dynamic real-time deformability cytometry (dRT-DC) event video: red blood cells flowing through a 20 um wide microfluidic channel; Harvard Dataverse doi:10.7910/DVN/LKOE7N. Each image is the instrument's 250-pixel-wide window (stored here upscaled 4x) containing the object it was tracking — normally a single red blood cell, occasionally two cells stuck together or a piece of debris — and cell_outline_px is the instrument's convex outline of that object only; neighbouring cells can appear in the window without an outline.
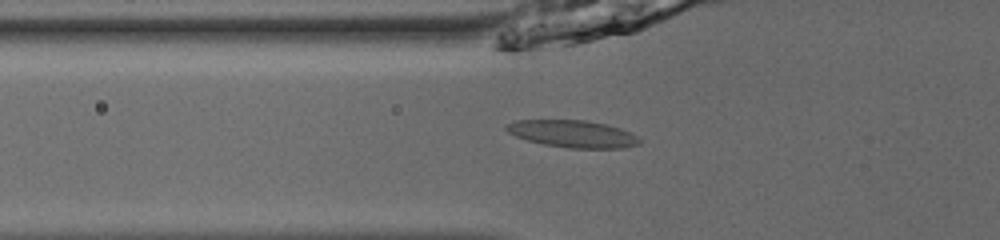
{"species": "common noctule bat (a hibernating species)", "species_latin": "Nyctalus noctula", "temperature_condition": "room temperature", "stored_images_in_passage": 55, "camera_frame_rate_fps": 3000, "um_per_image_px": 0.085, "animal": {"sex": "male", "body_mass_g": 13.0, "forearm_length_mm": 53.1}, "frame": {"image": 1, "passage_image": 22, "time_ms": 7.0, "image_size_px": [1000, 240], "cell_outline_px": [[640, 144], [620, 148], [572, 148], [544, 144], [528, 140], [516, 136], [508, 132], [504, 128], [504, 124], [516, 120], [584, 120], [604, 124], [620, 128], [632, 132], [640, 140]], "centroid_in_image_um": [48.66, 11.37], "position_along_channel_um": 77.1, "area_um2": 20.98}}
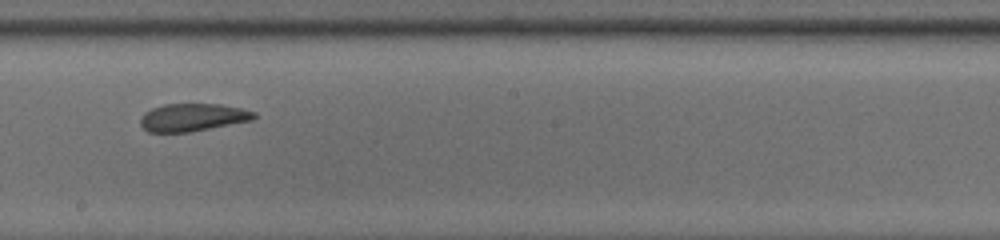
{"frame": {"image": 2, "passage_image": 34, "time_ms": 11.0, "image_size_px": [1000, 240], "cell_outline_px": [[256, 116], [252, 120], [188, 132], [148, 132], [140, 124], [140, 120], [144, 112], [152, 108], [164, 104], [220, 104], [240, 108], [256, 112]], "centroid_in_image_um": [16.35, 9.97], "position_along_channel_um": 231.8, "area_um2": 18.21}}
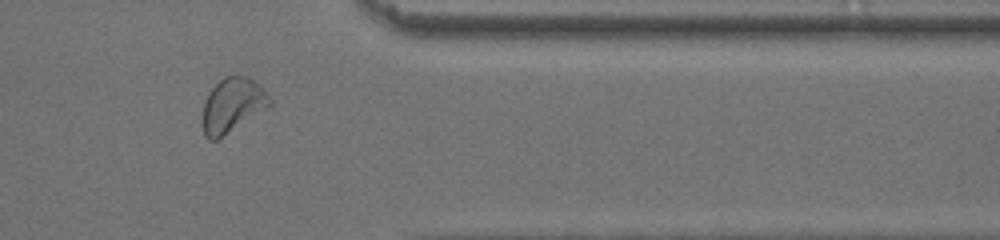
{"frame": {"image": 3, "passage_image": 47, "time_ms": 15.333, "image_size_px": [1000, 240], "cell_outline_px": [[272, 104], [216, 140], [208, 140], [204, 136], [204, 100], [208, 92], [224, 76], [248, 76], [260, 84], [272, 100]], "centroid_in_image_um": [19.76, 8.9], "position_along_channel_um": 391.6, "area_um2": 20.87}, "authors_computed_cell_mechanics": {"area_um2": 20.8658, "velocity_mm_per_s": 3.8474, "shape_relaxation_time_tau1_ms": 5.7565, "shape_relaxation_time_tau2_ms": 0.7985, "deformation_change_tau1": 0.1498, "deformation_change_tau2": 0.0716}}